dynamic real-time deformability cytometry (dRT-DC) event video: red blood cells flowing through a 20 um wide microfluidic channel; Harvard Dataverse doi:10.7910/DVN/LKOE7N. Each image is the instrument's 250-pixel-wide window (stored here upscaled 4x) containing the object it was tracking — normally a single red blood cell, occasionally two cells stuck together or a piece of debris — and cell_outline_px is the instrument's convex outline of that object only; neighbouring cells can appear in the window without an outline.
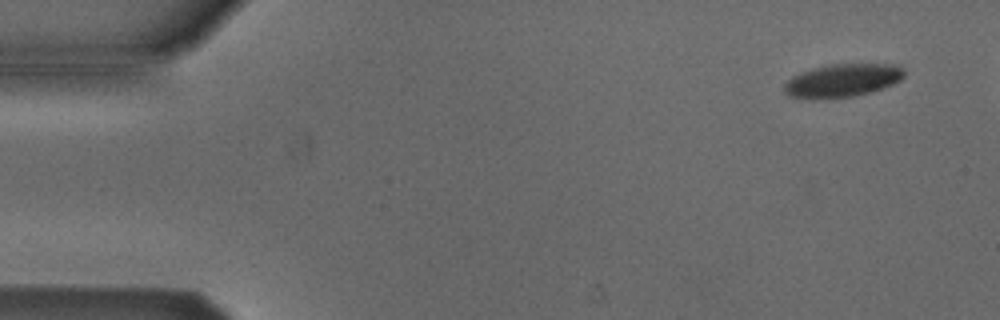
{"species": "Egyptian fruit bat (a non-hibernating species)", "species_latin": "Rousettus aegyptiacus", "temperature_condition": "cold", "stored_images_in_passage": 5, "segment_of_instrument_passage": [2, 2], "camera_frame_rate_fps": 3000, "um_per_image_px": 0.085, "animal": {"sex": "male"}, "frame": {"image": 1, "passage_image": 5, "time_ms": 5.667, "image_size_px": [1000, 320], "cell_outline_px": [[904, 76], [900, 80], [892, 84], [868, 92], [852, 96], [788, 96], [784, 92], [784, 84], [792, 76], [800, 72], [812, 68], [828, 64], [900, 64], [904, 68]], "centroid_in_image_um": [71.65, 6.77], "position_along_channel_um": 13.3, "area_um2": 22.43}}